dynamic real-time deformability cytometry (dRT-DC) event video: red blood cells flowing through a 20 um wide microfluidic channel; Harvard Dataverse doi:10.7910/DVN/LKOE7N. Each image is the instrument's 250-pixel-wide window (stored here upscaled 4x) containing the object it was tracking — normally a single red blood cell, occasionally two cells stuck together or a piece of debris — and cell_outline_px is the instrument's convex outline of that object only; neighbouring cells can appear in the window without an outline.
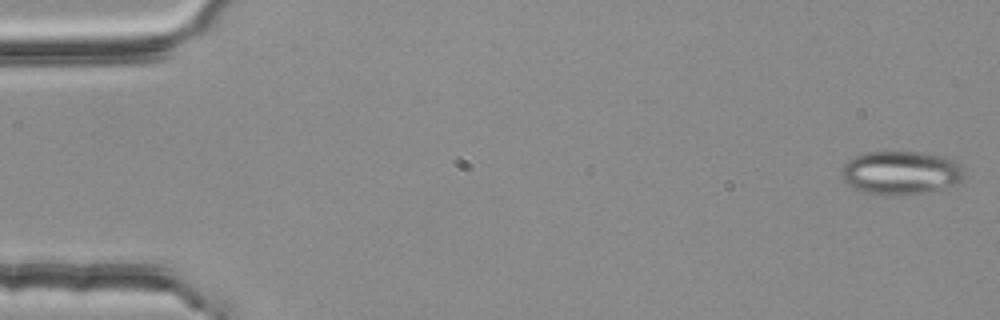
{"species": "common noctule bat (a hibernating species)", "species_latin": "Nyctalus noctula", "temperature_condition": "room temperature", "stored_images_in_passage": 4, "camera_frame_rate_fps": 3000, "um_per_image_px": 0.085, "animal": {"sex": "female", "body_mass_g": 25.1}, "frame": {"image": 1, "passage_image": 1, "time_ms": 0.0, "image_size_px": [1000, 320], "cell_outline_px": [[964, 176], [956, 184], [940, 188], [920, 192], [868, 192], [856, 188], [848, 184], [840, 176], [840, 172], [844, 164], [848, 160], [864, 152], [920, 152], [948, 156], [956, 160], [960, 164]], "centroid_in_image_um": [76.59, 14.61], "position_along_channel_um": 8.4, "area_um2": 30.17}}